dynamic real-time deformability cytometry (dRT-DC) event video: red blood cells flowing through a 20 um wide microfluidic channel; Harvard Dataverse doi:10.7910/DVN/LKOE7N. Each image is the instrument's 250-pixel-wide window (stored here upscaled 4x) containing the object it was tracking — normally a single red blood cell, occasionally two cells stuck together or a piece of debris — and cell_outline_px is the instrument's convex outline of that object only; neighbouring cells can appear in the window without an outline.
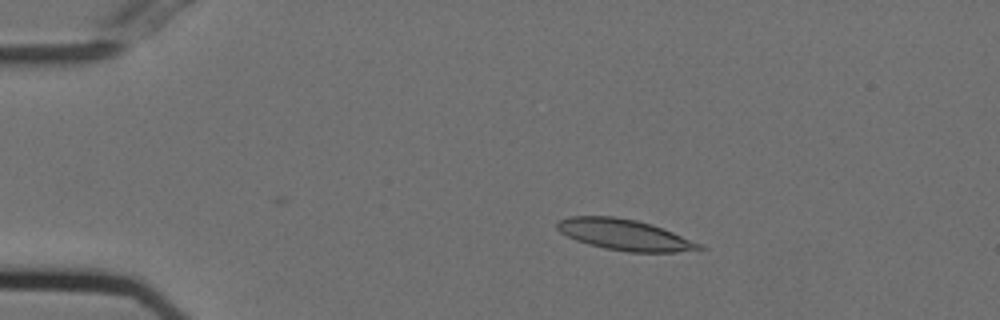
{"species": "Egyptian fruit bat (a non-hibernating species)", "species_latin": "Rousettus aegyptiacus", "temperature_condition": "cold", "stored_images_in_passage": 55, "camera_frame_rate_fps": 3000, "um_per_image_px": 0.085, "animal": {"sex": "female"}, "frame": {"image": 1, "passage_image": 11, "time_ms": 3.333, "image_size_px": [1000, 320], "cell_outline_px": [[704, 248], [676, 252], [628, 252], [604, 248], [588, 244], [576, 240], [560, 232], [556, 228], [556, 224], [560, 220], [568, 216], [612, 216], [636, 220], [652, 224], [704, 244]], "centroid_in_image_um": [53.09, 19.95], "position_along_channel_um": 31.9, "area_um2": 25.61}}
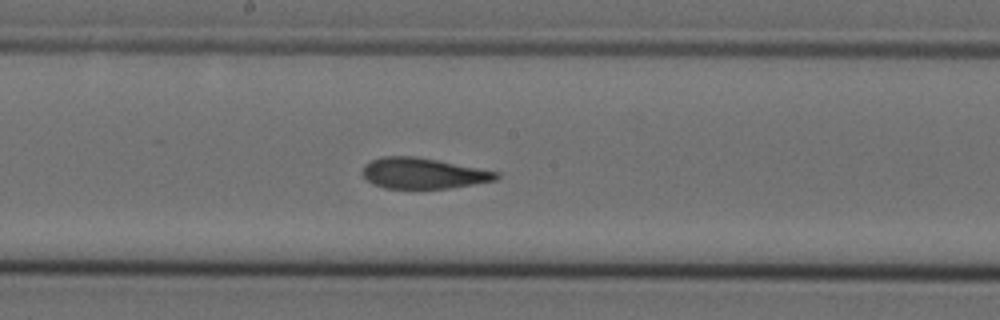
{"frame": {"image": 2, "passage_image": 30, "time_ms": 9.667, "image_size_px": [1000, 320], "cell_outline_px": [[500, 176], [496, 180], [448, 188], [384, 188], [372, 184], [360, 172], [364, 164], [380, 156], [416, 156], [500, 172]], "centroid_in_image_um": [35.93, 14.72], "position_along_channel_um": 212.3, "area_um2": 23.99}}
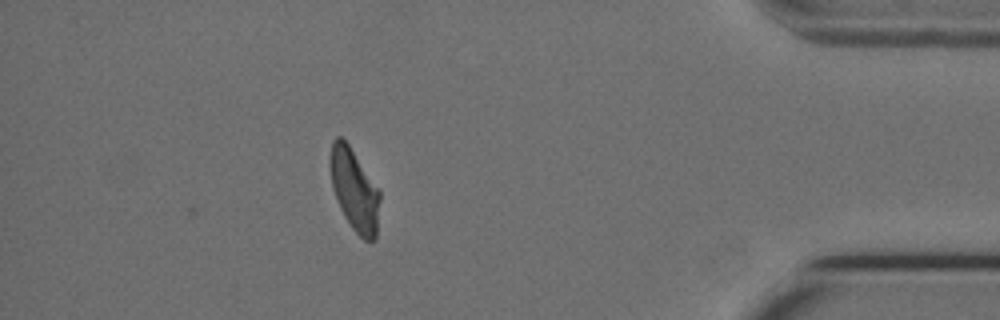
{"frame": {"image": 3, "passage_image": 49, "time_ms": 16.0, "image_size_px": [1000, 320], "cell_outline_px": [[380, 200], [376, 240], [372, 244], [364, 240], [352, 228], [344, 216], [340, 208], [332, 188], [328, 164], [328, 156], [332, 140], [336, 136], [340, 136], [348, 144], [380, 188]], "centroid_in_image_um": [30.12, 16.13], "position_along_channel_um": 405.1, "area_um2": 24.45}, "authors_computed_cell_mechanics": {"area_um2": 24.7962, "velocity_mm_per_s": 3.7215, "shape_relaxation_time_tau1_ms": null, "shape_relaxation_time_tau2_ms": 2.3265, "deformation_change_tau1": null, "deformation_change_tau2": 0.0981}}